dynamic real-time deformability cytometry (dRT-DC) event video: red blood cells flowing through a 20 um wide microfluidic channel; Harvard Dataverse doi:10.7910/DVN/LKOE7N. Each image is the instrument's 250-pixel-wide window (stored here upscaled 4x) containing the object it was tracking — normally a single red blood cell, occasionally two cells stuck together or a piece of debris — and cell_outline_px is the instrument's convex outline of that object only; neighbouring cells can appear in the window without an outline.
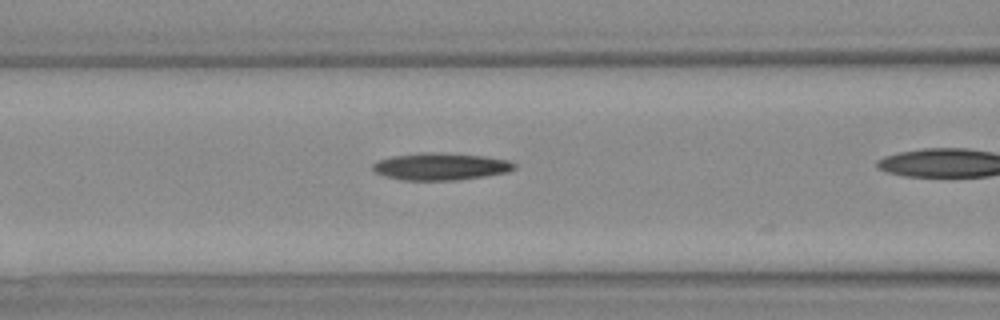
{"species": "Egyptian fruit bat (a non-hibernating species)", "species_latin": "Rousettus aegyptiacus", "temperature_condition": "warm", "stored_images_in_passage": 24, "camera_frame_rate_fps": 3000, "um_per_image_px": 0.085, "animal": {"sex": "female"}, "frame": {"image": 1, "passage_image": 5, "time_ms": 1.333, "image_size_px": [1000, 320], "cell_outline_px": [[516, 168], [508, 172], [484, 176], [456, 180], [404, 180], [384, 176], [376, 172], [372, 168], [372, 164], [380, 160], [396, 156], [484, 156], [508, 160], [516, 164]], "centroid_in_image_um": [37.51, 14.23], "position_along_channel_um": 129.1, "area_um2": 20.75}}